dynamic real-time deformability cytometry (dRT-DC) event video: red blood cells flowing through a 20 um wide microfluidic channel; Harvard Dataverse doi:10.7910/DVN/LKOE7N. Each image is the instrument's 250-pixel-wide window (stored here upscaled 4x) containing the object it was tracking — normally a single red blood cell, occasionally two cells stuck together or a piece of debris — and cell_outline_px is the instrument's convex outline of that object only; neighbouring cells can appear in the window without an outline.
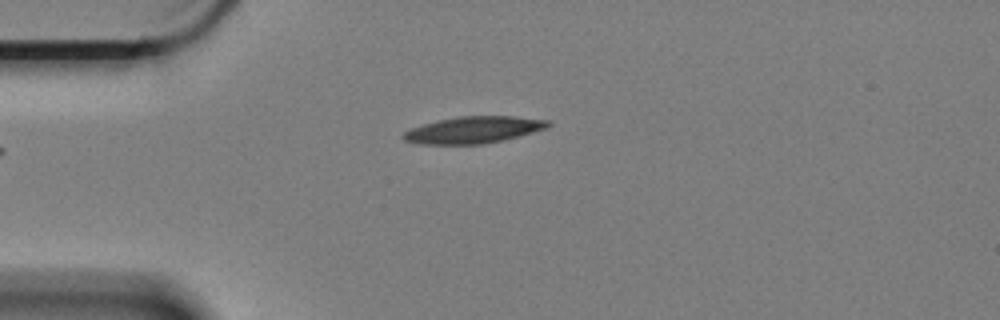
{"species": "Egyptian fruit bat (a non-hibernating species)", "species_latin": "Rousettus aegyptiacus", "temperature_condition": "cold", "stored_images_in_passage": 45, "camera_frame_rate_fps": 3000, "um_per_image_px": 0.085, "animal": {"sex": "female"}, "frame": {"image": 1, "passage_image": 1, "time_ms": 0.0, "image_size_px": [1000, 320], "cell_outline_px": [[552, 124], [548, 128], [504, 140], [480, 144], [420, 144], [404, 140], [400, 136], [404, 132], [412, 128], [424, 124], [440, 120], [460, 116], [512, 116], [552, 120]], "centroid_in_image_um": [40.3, 11.03], "position_along_channel_um": 44.7, "area_um2": 22.54}}
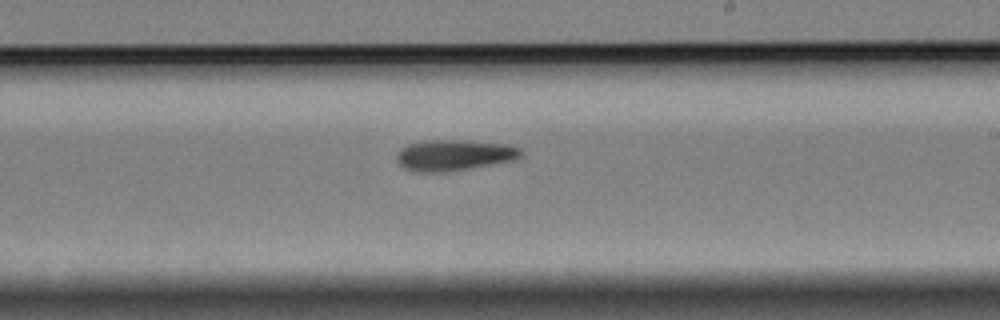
{"frame": {"image": 2, "passage_image": 21, "time_ms": 6.667, "image_size_px": [1000, 320], "cell_outline_px": [[524, 156], [516, 160], [444, 172], [412, 172], [404, 168], [396, 160], [396, 156], [400, 148], [408, 144], [428, 140], [468, 140], [508, 144], [520, 148], [524, 152]], "centroid_in_image_um": [38.63, 13.18], "position_along_channel_um": 250.4, "area_um2": 22.72}}
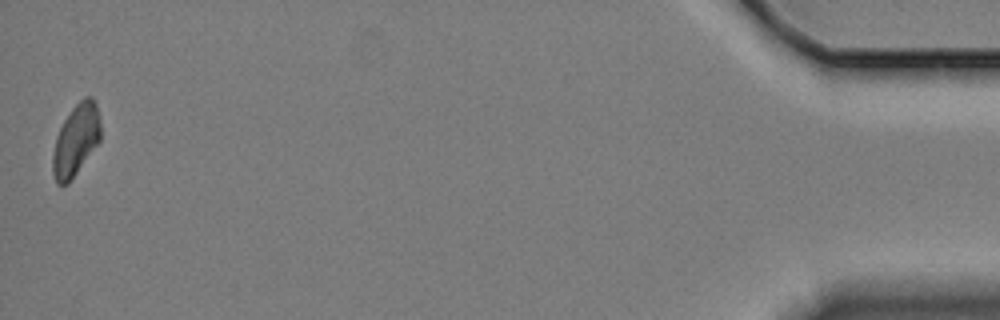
{"frame": {"image": 3, "passage_image": 45, "time_ms": 14.667, "image_size_px": [1000, 320], "cell_outline_px": [[100, 140], [68, 184], [56, 184], [52, 172], [52, 156], [56, 136], [64, 120], [72, 108], [84, 96], [92, 96], [96, 104], [100, 120]], "centroid_in_image_um": [6.44, 11.9], "position_along_channel_um": 428.8, "area_um2": 19.83}, "authors_computed_cell_mechanics": {"area_um2": 21.7328, "velocity_mm_per_s": 3.3545, "shape_relaxation_time_tau1_ms": 7.0042, "shape_relaxation_time_tau2_ms": null, "deformation_change_tau1": 0.1642, "deformation_change_tau2": null}}